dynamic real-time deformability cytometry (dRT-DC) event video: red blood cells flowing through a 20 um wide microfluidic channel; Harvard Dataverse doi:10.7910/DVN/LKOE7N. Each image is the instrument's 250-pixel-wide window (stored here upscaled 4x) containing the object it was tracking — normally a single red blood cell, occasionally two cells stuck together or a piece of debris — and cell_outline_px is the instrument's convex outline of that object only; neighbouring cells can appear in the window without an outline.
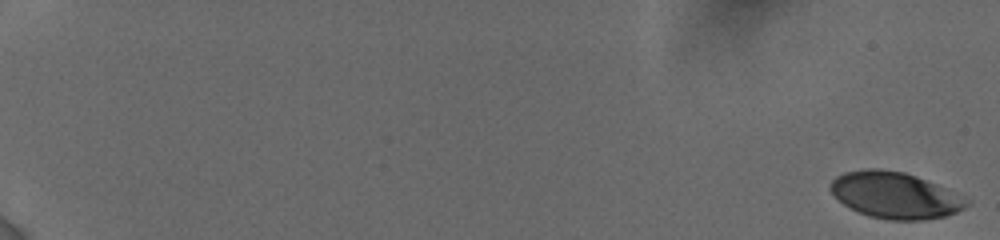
{"species": "human", "species_latin": "Homo sapiens", "temperature_condition": "cold", "stored_images_in_passage": 29, "camera_frame_rate_fps": 3000, "um_per_image_px": 0.085, "donor": {"sex": "female"}, "frame": {"image": 1, "passage_image": 1, "time_ms": 0.0, "image_size_px": [1000, 240], "cell_outline_px": [[972, 200], [964, 208], [956, 212], [944, 216], [920, 220], [888, 220], [868, 216], [844, 204], [828, 188], [828, 184], [836, 176], [844, 172], [864, 168], [880, 168], [904, 172], [916, 176], [936, 184]], "centroid_in_image_um": [76.07, 16.58], "position_along_channel_um": 8.9, "area_um2": 36.76}}
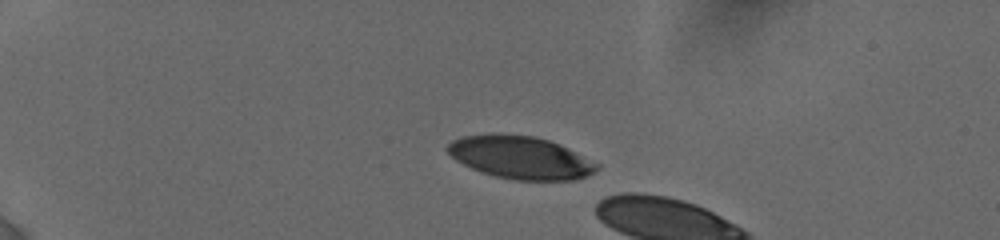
{"frame": {"image": 2, "passage_image": 23, "time_ms": 5.0, "image_size_px": [1000, 240], "cell_outline_px": [[600, 168], [584, 176], [572, 180], [516, 180], [496, 176], [472, 168], [456, 160], [444, 148], [452, 140], [460, 136], [492, 132], [500, 132], [536, 136], [560, 144], [600, 164]], "centroid_in_image_um": [44.21, 13.35], "position_along_channel_um": 40.8, "area_um2": 37.45}}